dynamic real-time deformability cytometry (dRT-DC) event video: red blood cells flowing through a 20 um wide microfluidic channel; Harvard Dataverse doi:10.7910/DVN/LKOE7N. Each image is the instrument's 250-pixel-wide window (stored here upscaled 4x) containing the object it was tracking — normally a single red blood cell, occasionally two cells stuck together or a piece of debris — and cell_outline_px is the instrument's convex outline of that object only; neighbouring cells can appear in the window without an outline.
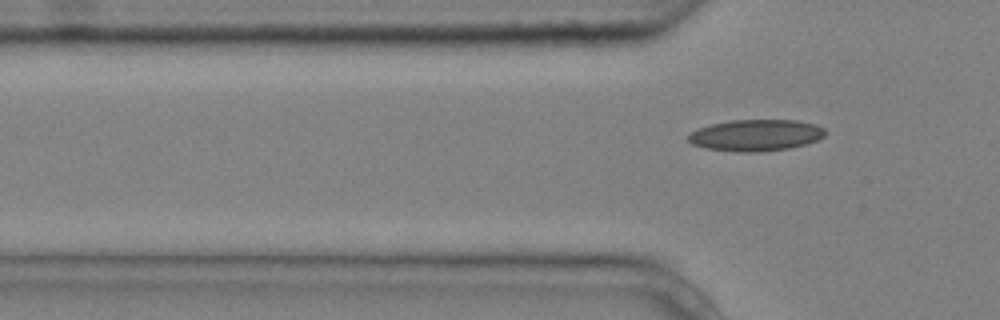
{"species": "common noctule bat (a hibernating species)", "species_latin": "Nyctalus noctula", "temperature_condition": "cold", "stored_images_in_passage": 6, "camera_frame_rate_fps": 3000, "um_per_image_px": 0.085, "animal": {"sex": "male", "body_mass_g": 20.4}, "frame": {"image": 1, "passage_image": 6, "time_ms": 1.667, "image_size_px": [1000, 320], "cell_outline_px": [[824, 136], [816, 140], [792, 148], [760, 152], [736, 152], [704, 148], [692, 144], [688, 140], [688, 132], [712, 124], [732, 120], [796, 120], [816, 124], [824, 128]], "centroid_in_image_um": [64.22, 11.5], "position_along_channel_um": 61.6, "area_um2": 25.2}}